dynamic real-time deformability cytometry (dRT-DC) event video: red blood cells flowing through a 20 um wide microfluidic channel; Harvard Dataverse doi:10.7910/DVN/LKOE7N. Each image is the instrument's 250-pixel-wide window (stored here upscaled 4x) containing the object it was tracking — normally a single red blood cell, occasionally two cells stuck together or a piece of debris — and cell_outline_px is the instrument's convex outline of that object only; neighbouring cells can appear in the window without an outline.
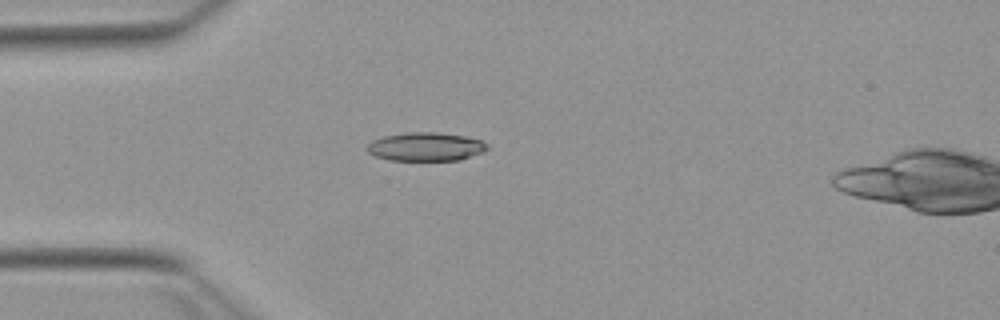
{"species": "Egyptian fruit bat (a non-hibernating species)", "species_latin": "Rousettus aegyptiacus", "temperature_condition": "warm", "stored_images_in_passage": 32, "camera_frame_rate_fps": 3000, "um_per_image_px": 0.085, "animal": {"sex": "female"}, "frame": {"image": 1, "passage_image": 1, "time_ms": 0.0, "image_size_px": [1000, 320], "cell_outline_px": [[488, 148], [484, 152], [460, 160], [388, 160], [376, 156], [368, 152], [364, 148], [372, 140], [384, 136], [408, 132], [436, 132], [464, 136], [480, 140], [488, 144]], "centroid_in_image_um": [36.18, 12.47], "position_along_channel_um": 48.8, "area_um2": 20.06}}
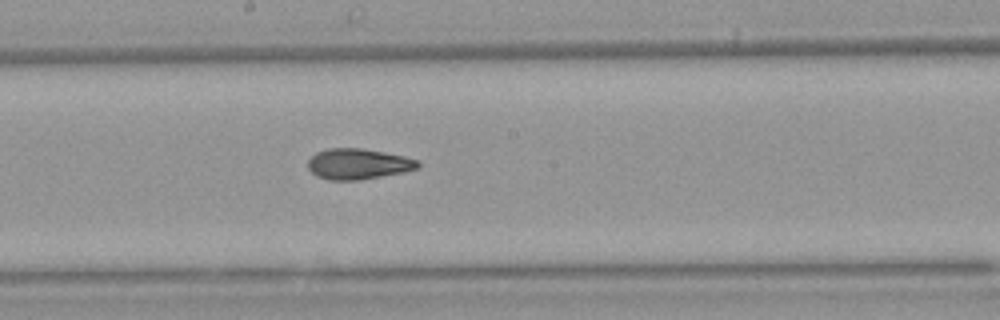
{"frame": {"image": 2, "passage_image": 15, "time_ms": 4.667, "image_size_px": [1000, 320], "cell_outline_px": [[420, 164], [416, 168], [404, 172], [360, 180], [328, 180], [316, 176], [308, 168], [308, 160], [316, 152], [328, 148], [360, 148], [384, 152], [404, 156], [420, 160]], "centroid_in_image_um": [30.43, 13.94], "position_along_channel_um": 217.8, "area_um2": 19.71}}
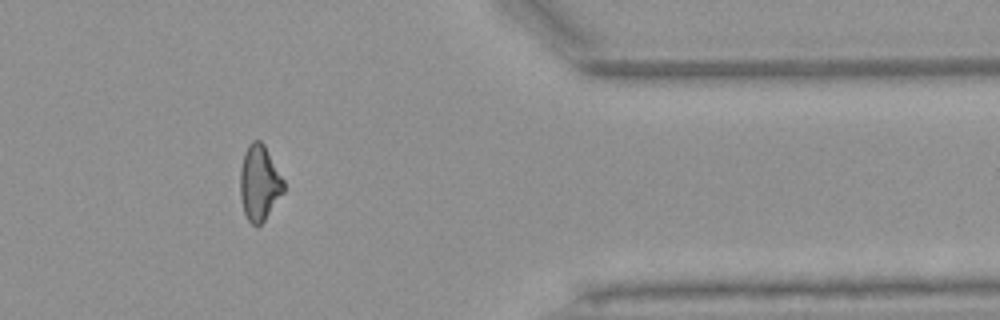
{"frame": {"image": 3, "passage_image": 30, "time_ms": 9.667, "image_size_px": [1000, 320], "cell_outline_px": [[284, 192], [264, 220], [256, 228], [248, 220], [244, 212], [240, 196], [240, 168], [244, 152], [248, 144], [252, 140], [260, 140], [264, 144], [284, 180]], "centroid_in_image_um": [22.03, 15.53], "position_along_channel_um": 389.4, "area_um2": 19.19}, "authors_computed_cell_mechanics": {"area_um2": 19.4786, "velocity_mm_per_s": 3.8787, "shape_relaxation_time_tau1_ms": 7.7412, "shape_relaxation_time_tau2_ms": 2.7088, "deformation_change_tau1": 0.2293, "deformation_change_tau2": 0.1044}}